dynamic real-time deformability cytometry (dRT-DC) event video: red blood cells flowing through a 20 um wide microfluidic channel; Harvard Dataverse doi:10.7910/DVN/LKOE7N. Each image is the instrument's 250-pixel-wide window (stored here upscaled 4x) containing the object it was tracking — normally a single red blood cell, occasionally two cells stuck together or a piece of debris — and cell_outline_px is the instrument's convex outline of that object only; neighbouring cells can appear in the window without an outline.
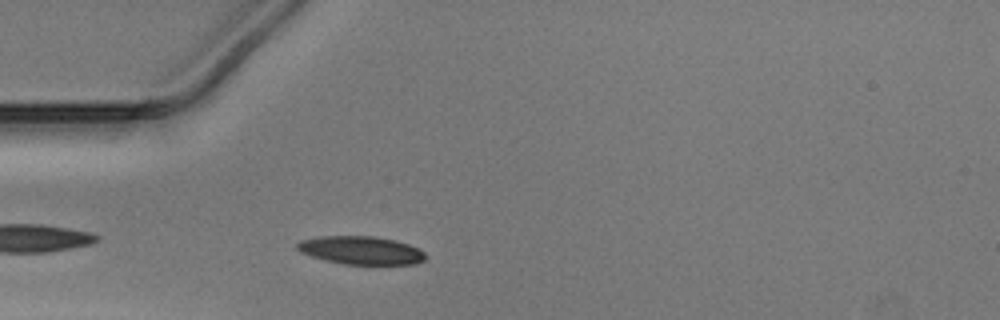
{"species": "Egyptian fruit bat (a non-hibernating species)", "species_latin": "Rousettus aegyptiacus", "temperature_condition": "warm", "stored_images_in_passage": 30, "camera_frame_rate_fps": 3000, "um_per_image_px": 0.085, "animal": {"sex": "male"}, "frame": {"image": 1, "passage_image": 3, "time_ms": 0.667, "image_size_px": [1000, 320], "cell_outline_px": [[424, 260], [416, 264], [344, 264], [324, 260], [300, 252], [296, 248], [296, 244], [300, 240], [320, 236], [376, 236], [396, 240], [408, 244], [424, 252]], "centroid_in_image_um": [30.65, 21.27], "position_along_channel_um": 54.3, "area_um2": 21.04}}
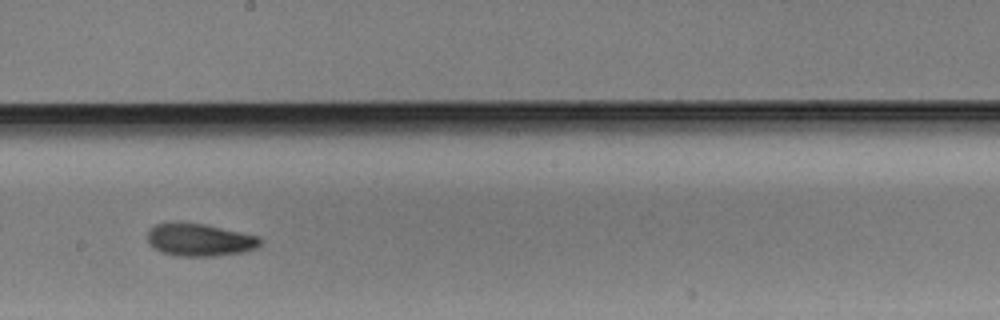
{"frame": {"image": 2, "passage_image": 17, "time_ms": 5.333, "image_size_px": [1000, 320], "cell_outline_px": [[264, 240], [256, 248], [240, 252], [216, 256], [172, 256], [160, 252], [148, 240], [148, 232], [156, 224], [176, 220], [204, 224], [260, 236]], "centroid_in_image_um": [16.97, 20.37], "position_along_channel_um": 231.2, "area_um2": 21.68}}
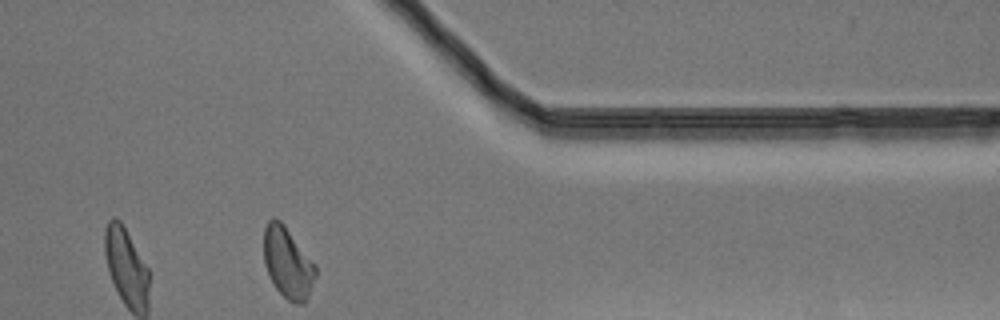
{"frame": {"image": 3, "passage_image": 30, "time_ms": 9.667, "image_size_px": [1000, 320], "cell_outline_px": [[316, 276], [308, 296], [304, 304], [296, 304], [288, 300], [276, 288], [264, 264], [264, 228], [268, 220], [280, 220], [284, 224], [316, 264]], "centroid_in_image_um": [24.47, 22.34], "position_along_channel_um": 386.9, "area_um2": 21.27}}